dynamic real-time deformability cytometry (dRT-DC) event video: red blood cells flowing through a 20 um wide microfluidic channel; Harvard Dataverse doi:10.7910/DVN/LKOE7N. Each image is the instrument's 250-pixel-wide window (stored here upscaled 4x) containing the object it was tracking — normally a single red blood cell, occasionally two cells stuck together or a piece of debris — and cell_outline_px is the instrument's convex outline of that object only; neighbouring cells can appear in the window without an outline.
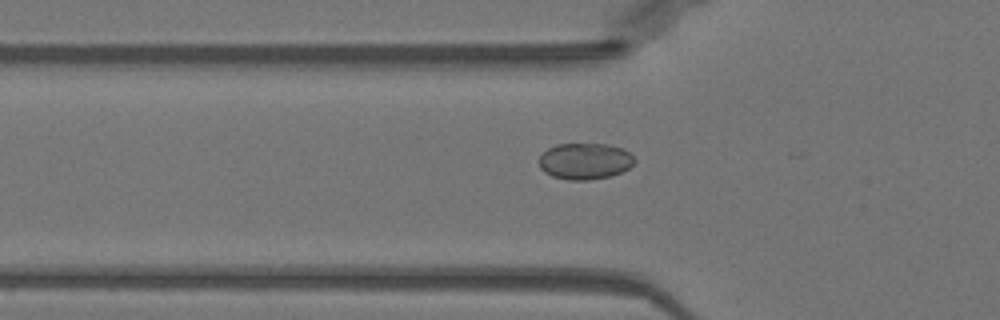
{"species": "Egyptian fruit bat (a non-hibernating species)", "species_latin": "Rousettus aegyptiacus", "temperature_condition": "warm", "stored_images_in_passage": 22, "camera_frame_rate_fps": 3000, "um_per_image_px": 0.085, "animal": {"sex": "female"}, "frame": {"image": 1, "passage_image": 15, "time_ms": 4.667, "image_size_px": [1000, 320], "cell_outline_px": [[636, 160], [628, 168], [620, 172], [608, 176], [588, 180], [568, 180], [552, 176], [544, 172], [540, 168], [536, 160], [548, 148], [556, 144], [608, 144], [620, 148], [628, 152]], "centroid_in_image_um": [49.65, 13.7], "position_along_channel_um": 76.1, "area_um2": 20.17}}
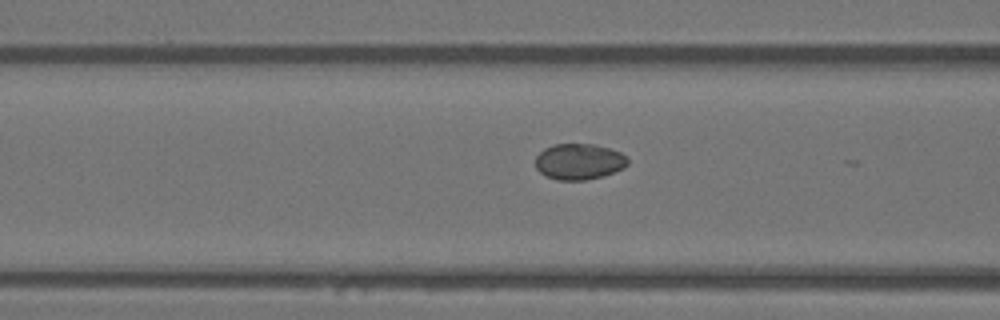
{"frame": {"image": 2, "passage_image": 18, "time_ms": 5.667, "image_size_px": [1000, 320], "cell_outline_px": [[628, 164], [624, 168], [604, 176], [584, 180], [556, 180], [540, 172], [536, 168], [536, 156], [544, 148], [552, 144], [596, 144], [620, 152], [628, 160]], "centroid_in_image_um": [49.22, 13.73], "position_along_channel_um": 117.4, "area_um2": 19.36}}
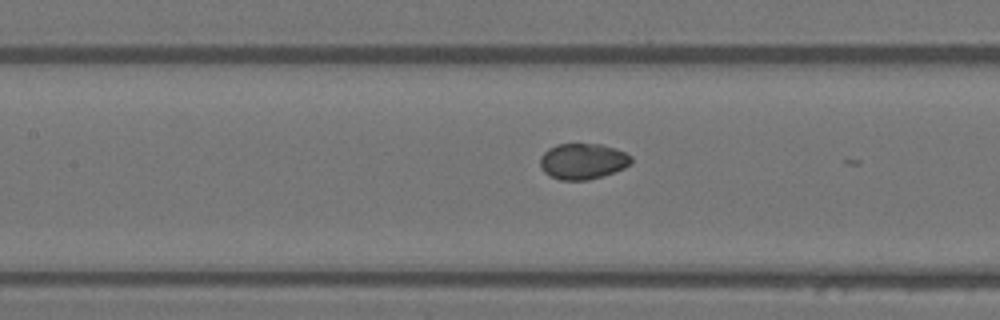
{"frame": {"image": 3, "passage_image": 21, "time_ms": 6.667, "image_size_px": [1000, 320], "cell_outline_px": [[632, 164], [624, 168], [604, 176], [588, 180], [560, 180], [548, 176], [540, 168], [540, 156], [548, 148], [556, 144], [600, 144], [624, 152], [632, 156]], "centroid_in_image_um": [49.51, 13.72], "position_along_channel_um": 157.9, "area_um2": 19.25}}